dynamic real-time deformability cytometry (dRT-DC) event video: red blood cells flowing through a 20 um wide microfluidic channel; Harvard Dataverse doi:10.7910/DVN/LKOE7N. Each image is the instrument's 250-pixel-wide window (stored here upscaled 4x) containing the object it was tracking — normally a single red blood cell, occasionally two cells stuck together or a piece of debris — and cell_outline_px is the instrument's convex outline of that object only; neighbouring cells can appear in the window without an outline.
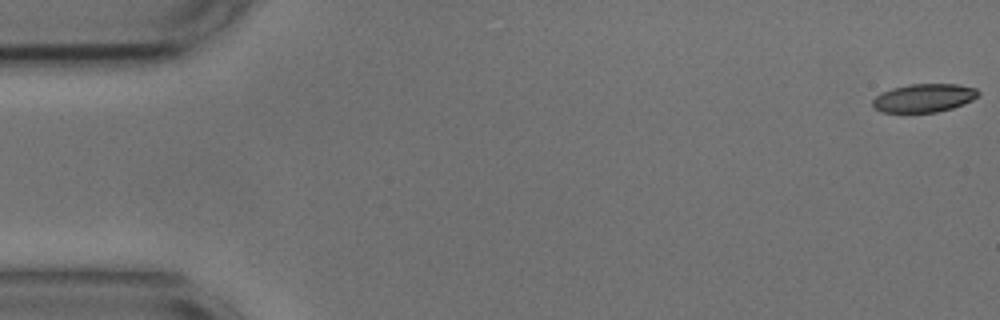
{"species": "common noctule bat (a hibernating species)", "species_latin": "Nyctalus noctula", "temperature_condition": "cold", "stored_images_in_passage": 55, "camera_frame_rate_fps": 3000, "um_per_image_px": 0.085, "animal": {"sex": "male", "body_mass_g": 17.9, "forearm_length_mm": 54.2}, "frame": {"image": 1, "passage_image": 1, "time_ms": 0.0, "image_size_px": [1000, 320], "cell_outline_px": [[980, 96], [964, 104], [952, 108], [936, 112], [880, 112], [872, 108], [872, 100], [880, 92], [892, 88], [908, 84], [956, 84], [976, 88], [980, 92]], "centroid_in_image_um": [78.52, 8.32], "position_along_channel_um": 6.5, "area_um2": 17.69}}
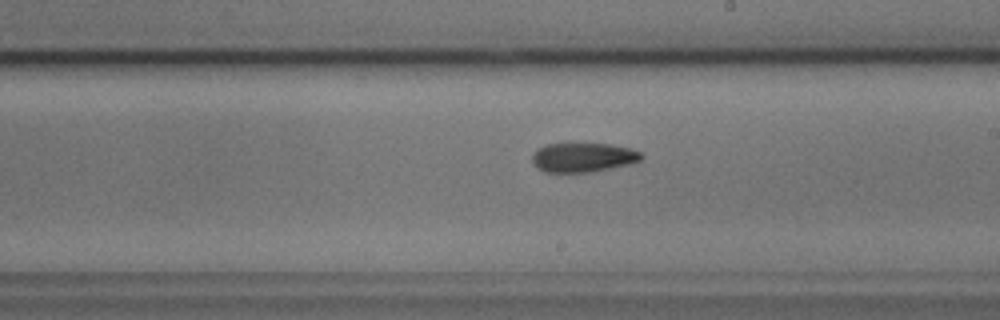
{"frame": {"image": 2, "passage_image": 31, "time_ms": 10.0, "image_size_px": [1000, 320], "cell_outline_px": [[644, 156], [640, 160], [632, 164], [592, 172], [544, 172], [536, 168], [532, 160], [532, 156], [544, 144], [568, 140], [608, 144], [632, 148], [640, 152]], "centroid_in_image_um": [49.55, 13.33], "position_along_channel_um": 239.4, "area_um2": 19.59}}
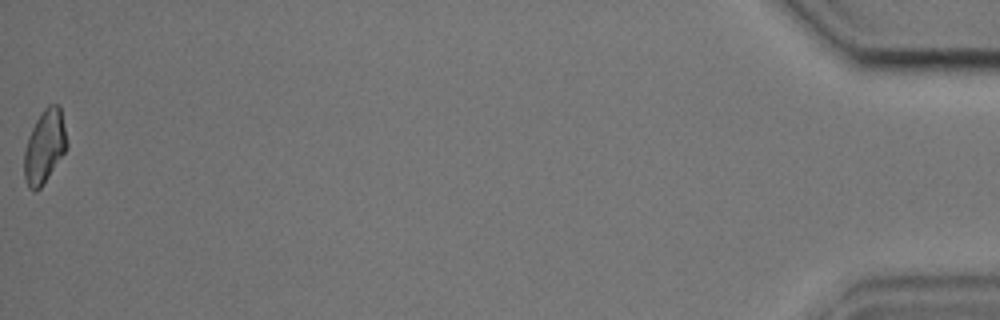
{"frame": {"image": 3, "passage_image": 55, "time_ms": 18.0, "image_size_px": [1000, 320], "cell_outline_px": [[68, 148], [40, 188], [36, 192], [32, 192], [28, 188], [24, 176], [24, 148], [28, 136], [36, 120], [44, 108], [48, 104], [60, 104], [68, 144]], "centroid_in_image_um": [3.79, 12.46], "position_along_channel_um": 431.4, "area_um2": 18.44}, "authors_computed_cell_mechanics": {"area_um2": 18.785, "velocity_mm_per_s": 3.6421, "shape_relaxation_time_tau1_ms": 7.1052, "shape_relaxation_time_tau2_ms": null, "deformation_change_tau1": 0.1324, "deformation_change_tau2": null}}